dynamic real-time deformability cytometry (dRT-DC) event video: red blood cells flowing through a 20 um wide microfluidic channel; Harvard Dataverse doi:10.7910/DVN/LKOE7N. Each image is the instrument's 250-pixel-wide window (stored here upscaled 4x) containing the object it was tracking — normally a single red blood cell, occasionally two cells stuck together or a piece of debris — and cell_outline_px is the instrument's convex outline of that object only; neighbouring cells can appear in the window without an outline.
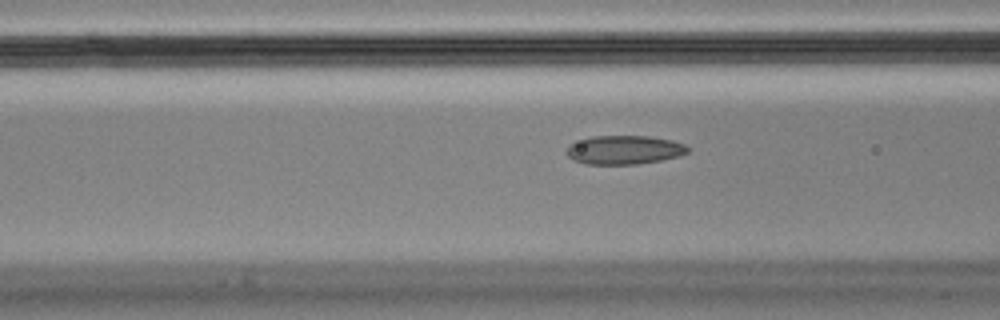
{"species": "Egyptian fruit bat (a non-hibernating species)", "species_latin": "Rousettus aegyptiacus", "temperature_condition": "cold", "stored_images_in_passage": 7, "camera_frame_rate_fps": 3000, "um_per_image_px": 0.085, "animal": {"sex": "male"}, "frame": {"image": 1, "passage_image": 5, "time_ms": 1.333, "image_size_px": [1000, 320], "cell_outline_px": [[688, 152], [680, 156], [660, 160], [636, 164], [588, 164], [576, 160], [568, 156], [568, 144], [592, 136], [648, 136], [672, 140], [684, 144], [688, 148]], "centroid_in_image_um": [53.08, 12.73], "position_along_channel_um": 113.5, "area_um2": 20.11}}